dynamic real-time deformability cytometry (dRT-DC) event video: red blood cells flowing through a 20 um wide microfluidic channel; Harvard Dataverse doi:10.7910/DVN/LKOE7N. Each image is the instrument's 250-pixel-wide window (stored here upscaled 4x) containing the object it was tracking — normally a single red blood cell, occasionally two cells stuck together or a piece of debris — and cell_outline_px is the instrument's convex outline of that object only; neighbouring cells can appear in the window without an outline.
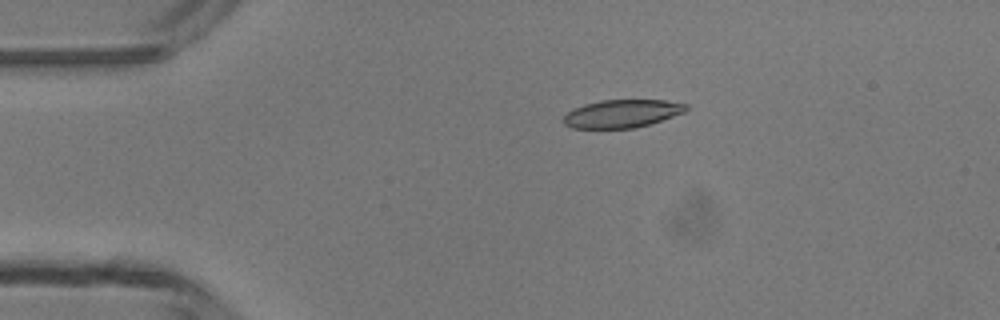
{"species": "common noctule bat (a hibernating species)", "species_latin": "Nyctalus noctula", "temperature_condition": "room temperature", "stored_images_in_passage": 4, "camera_frame_rate_fps": 3000, "um_per_image_px": 0.085, "animal": {"sex": "male", "body_mass_g": 13.3}, "frame": {"image": 1, "passage_image": 3, "time_ms": 2.0, "image_size_px": [1000, 320], "cell_outline_px": [[688, 108], [684, 112], [636, 128], [572, 128], [564, 124], [564, 116], [568, 112], [584, 104], [600, 100], [664, 100], [688, 104]], "centroid_in_image_um": [52.87, 9.65], "position_along_channel_um": 32.1, "area_um2": 19.77}}